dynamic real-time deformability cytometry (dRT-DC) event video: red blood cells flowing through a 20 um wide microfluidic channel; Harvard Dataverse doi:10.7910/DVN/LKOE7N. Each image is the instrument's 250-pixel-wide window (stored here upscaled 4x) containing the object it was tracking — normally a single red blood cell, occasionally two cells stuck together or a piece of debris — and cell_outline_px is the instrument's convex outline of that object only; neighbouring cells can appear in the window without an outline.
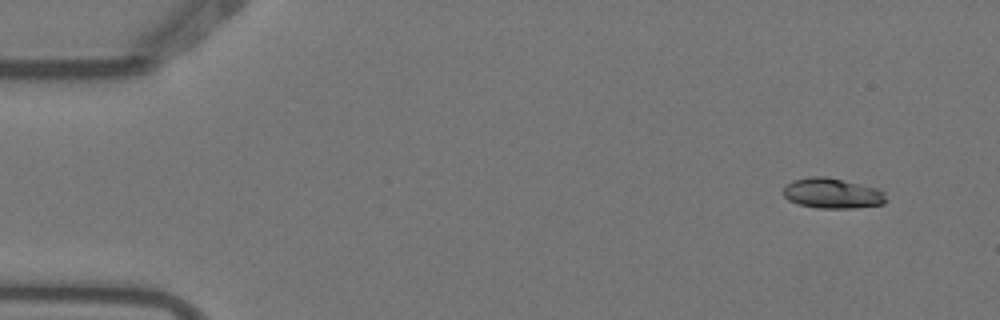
{"species": "Egyptian fruit bat (a non-hibernating species)", "species_latin": "Rousettus aegyptiacus", "temperature_condition": "warm", "stored_images_in_passage": 5, "camera_frame_rate_fps": 3000, "um_per_image_px": 0.085, "animal": {"sex": "female"}, "frame": {"image": 1, "passage_image": 2, "time_ms": 0.333, "image_size_px": [1000, 320], "cell_outline_px": [[888, 200], [884, 204], [856, 208], [816, 208], [800, 204], [788, 200], [784, 196], [784, 188], [792, 180], [812, 176], [824, 176], [876, 188], [884, 192]], "centroid_in_image_um": [70.76, 16.44], "position_along_channel_um": 14.2, "area_um2": 18.03}}